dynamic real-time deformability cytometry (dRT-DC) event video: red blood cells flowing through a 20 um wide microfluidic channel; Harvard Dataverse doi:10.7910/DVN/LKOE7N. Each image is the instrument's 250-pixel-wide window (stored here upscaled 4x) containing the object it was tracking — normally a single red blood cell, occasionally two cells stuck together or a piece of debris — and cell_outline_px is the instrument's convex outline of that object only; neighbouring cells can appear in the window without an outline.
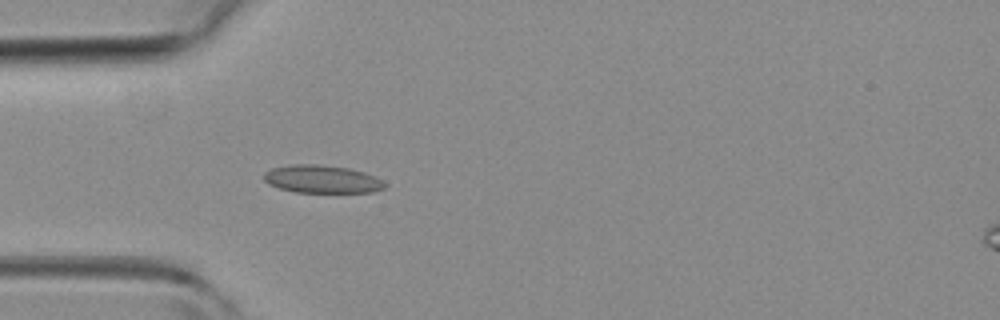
{"species": "common noctule bat (a hibernating species)", "species_latin": "Nyctalus noctula", "temperature_condition": "room temperature", "stored_images_in_passage": 3, "camera_frame_rate_fps": 3000, "um_per_image_px": 0.085, "animal": {"sex": "female", "body_mass_g": 19.3, "forearm_length_mm": 54.1}, "frame": {"image": 1, "passage_image": 3, "time_ms": 3.0, "image_size_px": [1000, 320], "cell_outline_px": [[388, 184], [384, 188], [372, 192], [296, 192], [280, 188], [268, 184], [264, 180], [264, 172], [272, 168], [288, 164], [316, 164], [348, 168], [364, 172], [376, 176]], "centroid_in_image_um": [27.38, 15.22], "position_along_channel_um": 57.6, "area_um2": 19.71}}